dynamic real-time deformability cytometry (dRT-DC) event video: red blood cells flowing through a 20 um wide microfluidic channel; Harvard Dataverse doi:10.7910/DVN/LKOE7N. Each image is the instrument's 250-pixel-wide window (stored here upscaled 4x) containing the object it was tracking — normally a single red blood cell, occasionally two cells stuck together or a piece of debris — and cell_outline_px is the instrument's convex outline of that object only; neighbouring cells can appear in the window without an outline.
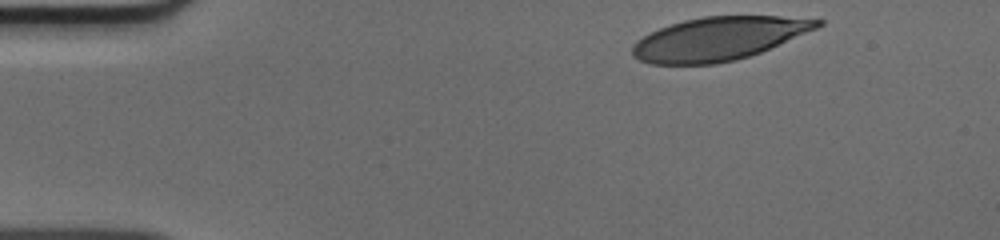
{"species": "human", "species_latin": "Homo sapiens", "temperature_condition": "cold", "stored_images_in_passage": 36, "camera_frame_rate_fps": 3000, "um_per_image_px": 0.085, "donor": {"sex": "male"}, "frame": {"image": 1, "passage_image": 1, "time_ms": 0.0, "image_size_px": [1000, 240], "cell_outline_px": [[824, 24], [816, 28], [760, 52], [736, 60], [716, 64], [648, 64], [632, 56], [632, 44], [636, 40], [660, 28], [684, 20], [704, 16], [780, 16], [824, 20]], "centroid_in_image_um": [61.05, 3.29], "position_along_channel_um": 24.0, "area_um2": 46.36}}
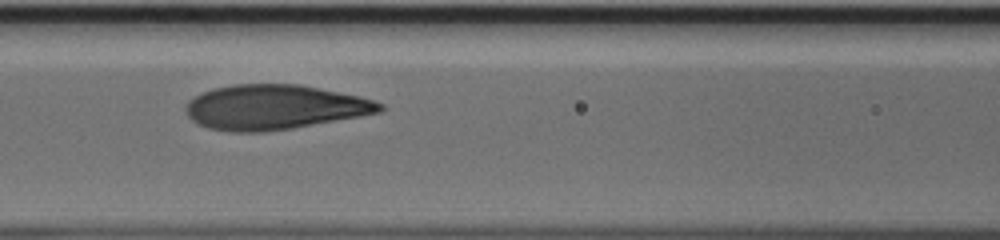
{"frame": {"image": 2, "passage_image": 16, "time_ms": 5.0, "image_size_px": [1000, 240], "cell_outline_px": [[384, 108], [380, 112], [360, 116], [292, 128], [264, 132], [232, 132], [208, 128], [192, 120], [188, 116], [184, 108], [188, 100], [200, 92], [212, 88], [232, 84], [300, 84], [360, 96], [384, 104]], "centroid_in_image_um": [23.28, 9.1], "position_along_channel_um": 143.3, "area_um2": 50.75}}
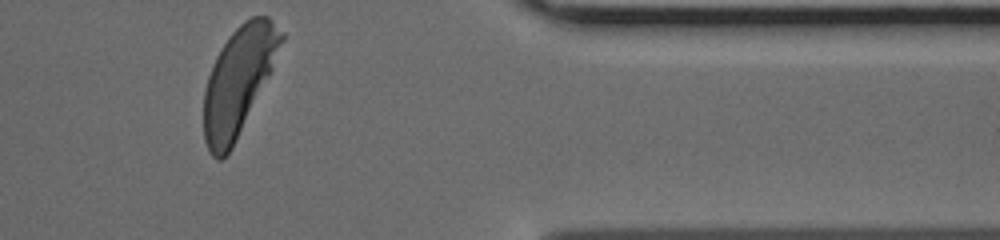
{"frame": {"image": 3, "passage_image": 36, "time_ms": 11.667, "image_size_px": [1000, 240], "cell_outline_px": [[284, 40], [272, 68], [232, 148], [220, 160], [216, 160], [212, 156], [204, 140], [204, 92], [208, 76], [212, 64], [216, 56], [232, 32], [244, 20], [252, 16], [268, 16], [284, 32]], "centroid_in_image_um": [20.26, 6.86], "position_along_channel_um": 391.1, "area_um2": 47.8}}